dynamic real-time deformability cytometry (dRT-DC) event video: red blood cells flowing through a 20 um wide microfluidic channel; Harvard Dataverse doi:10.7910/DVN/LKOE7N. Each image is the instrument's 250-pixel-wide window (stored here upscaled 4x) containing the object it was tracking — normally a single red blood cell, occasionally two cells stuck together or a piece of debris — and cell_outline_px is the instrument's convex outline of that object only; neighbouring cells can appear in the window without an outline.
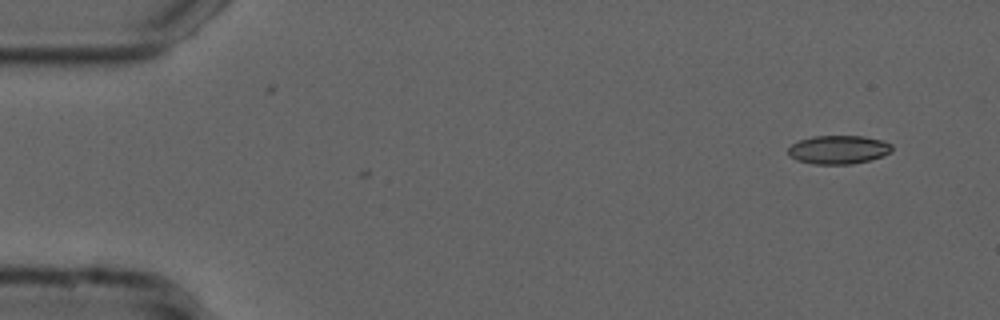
{"species": "common noctule bat (a hibernating species)", "species_latin": "Nyctalus noctula", "temperature_condition": "cold", "stored_images_in_passage": 3, "camera_frame_rate_fps": 3000, "um_per_image_px": 0.085, "animal": {"sex": "male", "forearm_length_mm": 52.5}, "frame": {"image": 1, "passage_image": 3, "time_ms": 0.667, "image_size_px": [1000, 320], "cell_outline_px": [[892, 152], [884, 156], [852, 164], [816, 164], [796, 160], [788, 156], [788, 148], [792, 144], [800, 140], [812, 136], [864, 136], [880, 140], [892, 144]], "centroid_in_image_um": [71.27, 12.72], "position_along_channel_um": 13.7, "area_um2": 17.34}}